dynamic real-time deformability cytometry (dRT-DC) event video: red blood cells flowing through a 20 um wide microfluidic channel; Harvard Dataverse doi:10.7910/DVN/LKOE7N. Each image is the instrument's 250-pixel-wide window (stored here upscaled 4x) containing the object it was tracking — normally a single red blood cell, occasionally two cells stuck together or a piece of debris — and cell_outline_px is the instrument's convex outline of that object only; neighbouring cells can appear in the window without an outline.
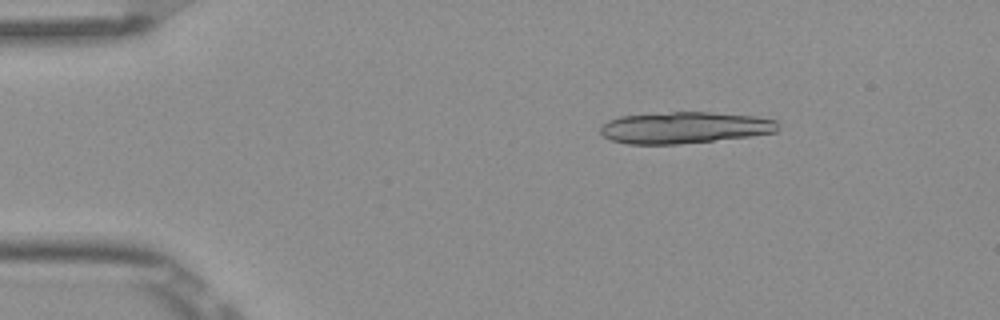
{"species": "Egyptian fruit bat (a non-hibernating species)", "species_latin": "Rousettus aegyptiacus", "temperature_condition": "room temperature", "stored_images_in_passage": 5, "camera_frame_rate_fps": 3000, "um_per_image_px": 0.085, "frame": {"image": 1, "passage_image": 3, "time_ms": 0.667, "image_size_px": [1000, 320], "cell_outline_px": [[780, 128], [776, 132], [748, 136], [676, 144], [628, 144], [612, 140], [604, 136], [600, 132], [600, 128], [608, 120], [620, 116], [672, 112], [708, 112], [756, 116], [776, 120], [780, 124]], "centroid_in_image_um": [58.2, 10.84], "position_along_channel_um": 26.8, "area_um2": 32.43}}